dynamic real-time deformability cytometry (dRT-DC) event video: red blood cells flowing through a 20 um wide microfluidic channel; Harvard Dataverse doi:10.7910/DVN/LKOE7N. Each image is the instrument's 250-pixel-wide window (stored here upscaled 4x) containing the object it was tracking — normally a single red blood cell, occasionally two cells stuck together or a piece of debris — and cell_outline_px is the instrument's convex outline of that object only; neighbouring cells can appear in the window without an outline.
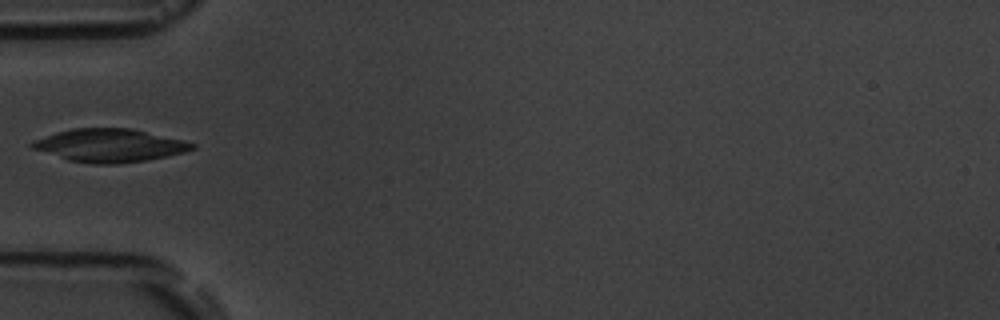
{"species": "common noctule bat (a hibernating species)", "species_latin": "Nyctalus noctula", "temperature_condition": "room temperature", "stored_images_in_passage": 3, "camera_frame_rate_fps": 3000, "um_per_image_px": 0.085, "animal": {"sex": "male", "body_mass_g": 19.5, "forearm_length_mm": 54.6}, "frame": {"image": 1, "passage_image": 2, "time_ms": 1.0, "image_size_px": [1000, 320], "cell_outline_px": [[196, 148], [184, 152], [144, 160], [116, 164], [92, 164], [68, 160], [32, 148], [28, 144], [36, 140], [56, 132], [72, 128], [132, 128], [184, 140], [196, 144]], "centroid_in_image_um": [9.33, 12.35], "position_along_channel_um": 75.7, "area_um2": 30.63}}
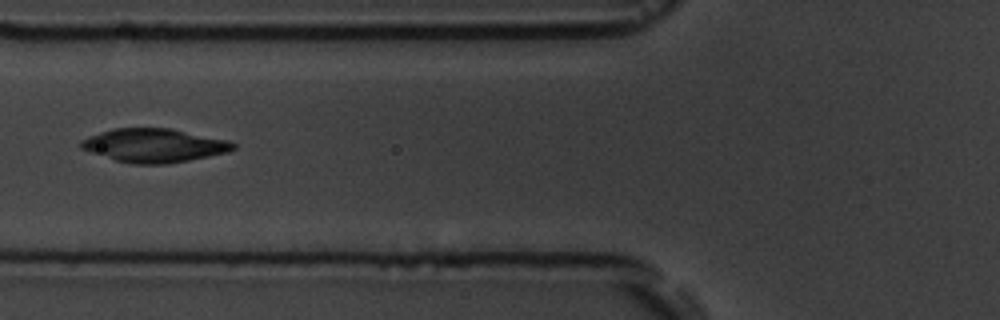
{"frame": {"image": 2, "passage_image": 3, "time_ms": 2.0, "image_size_px": [1000, 320], "cell_outline_px": [[236, 148], [228, 152], [188, 160], [164, 164], [132, 164], [116, 160], [80, 148], [80, 140], [100, 132], [112, 128], [172, 128], [228, 140], [236, 144]], "centroid_in_image_um": [13.11, 12.35], "position_along_channel_um": 112.7, "area_um2": 29.71}}